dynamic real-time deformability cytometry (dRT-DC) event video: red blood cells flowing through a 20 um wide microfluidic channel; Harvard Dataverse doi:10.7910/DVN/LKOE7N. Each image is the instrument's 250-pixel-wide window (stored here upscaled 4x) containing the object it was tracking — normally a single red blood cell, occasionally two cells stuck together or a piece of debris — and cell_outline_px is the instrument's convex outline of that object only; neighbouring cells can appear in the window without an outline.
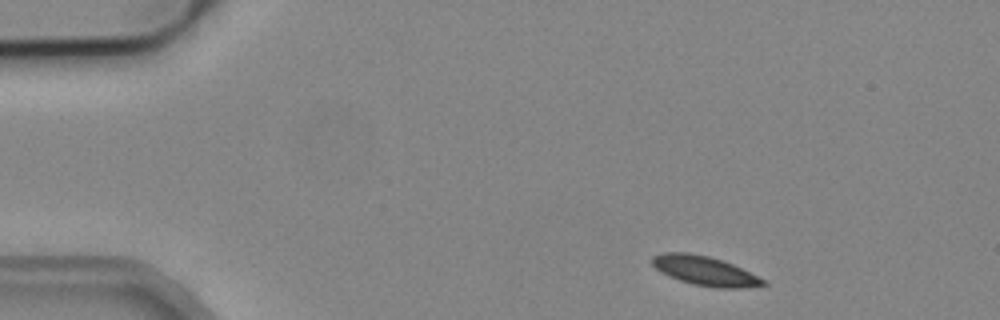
{"species": "common noctule bat (a hibernating species)", "species_latin": "Nyctalus noctula", "temperature_condition": "cold", "stored_images_in_passage": 3, "camera_frame_rate_fps": 3000, "um_per_image_px": 0.085, "animal": {"sex": "male", "body_mass_g": 19.2, "forearm_length_mm": 51.8}, "frame": {"image": 1, "passage_image": 1, "time_ms": 0.0, "image_size_px": [1000, 320], "cell_outline_px": [[768, 284], [744, 288], [716, 288], [692, 284], [668, 276], [660, 272], [648, 260], [652, 256], [664, 252], [688, 252], [708, 256], [732, 264], [764, 280]], "centroid_in_image_um": [59.83, 23.01], "position_along_channel_um": 25.2, "area_um2": 18.9}}
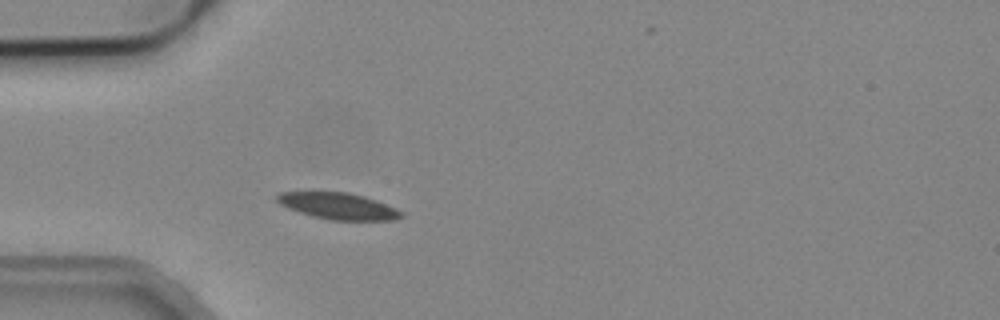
{"frame": {"image": 2, "passage_image": 3, "time_ms": 0.667, "image_size_px": [1000, 320], "cell_outline_px": [[404, 216], [392, 220], [328, 220], [312, 216], [288, 208], [280, 204], [276, 200], [276, 196], [280, 192], [348, 192], [364, 196], [376, 200], [396, 208], [404, 212]], "centroid_in_image_um": [28.77, 17.52], "position_along_channel_um": 56.2, "area_um2": 19.19}}